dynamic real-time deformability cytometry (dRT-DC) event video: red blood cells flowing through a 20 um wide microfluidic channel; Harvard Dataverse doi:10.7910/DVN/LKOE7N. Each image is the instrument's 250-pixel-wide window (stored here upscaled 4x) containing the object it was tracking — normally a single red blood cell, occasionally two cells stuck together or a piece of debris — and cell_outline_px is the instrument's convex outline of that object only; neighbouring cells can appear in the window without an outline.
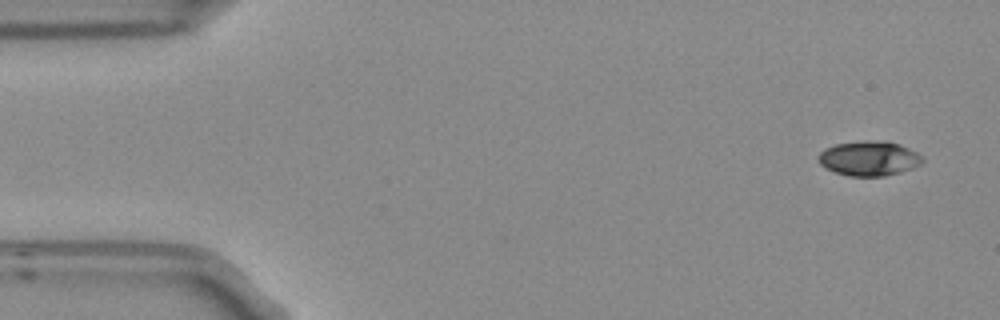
{"species": "Egyptian fruit bat (a non-hibernating species)", "species_latin": "Rousettus aegyptiacus", "temperature_condition": "room temperature", "stored_images_in_passage": 6, "camera_frame_rate_fps": 3000, "um_per_image_px": 0.085, "frame": {"image": 1, "passage_image": 1, "time_ms": 0.0, "image_size_px": [1000, 320], "cell_outline_px": [[924, 160], [920, 164], [912, 168], [900, 172], [884, 176], [848, 176], [836, 172], [820, 164], [816, 156], [824, 148], [836, 144], [868, 140], [884, 140], [900, 144], [924, 156]], "centroid_in_image_um": [73.87, 13.45], "position_along_channel_um": 11.1, "area_um2": 21.15}}
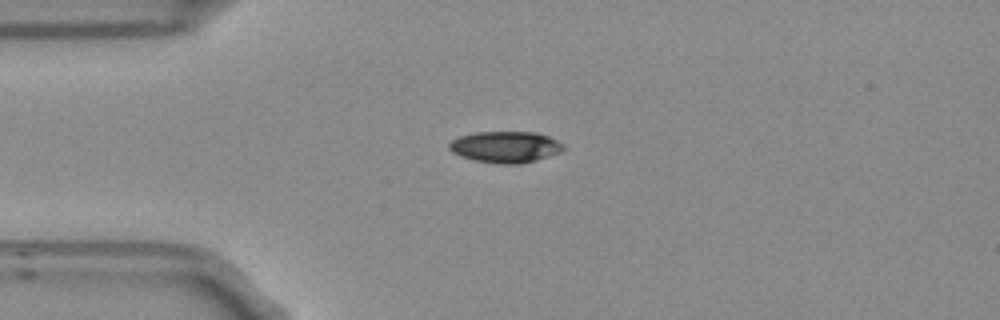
{"frame": {"image": 2, "passage_image": 4, "time_ms": 1.0, "image_size_px": [1000, 320], "cell_outline_px": [[564, 152], [536, 160], [520, 164], [500, 164], [476, 160], [460, 156], [452, 152], [448, 148], [448, 144], [452, 140], [460, 136], [476, 132], [536, 132], [548, 136], [564, 144]], "centroid_in_image_um": [42.99, 12.49], "position_along_channel_um": 42.0, "area_um2": 20.98}}
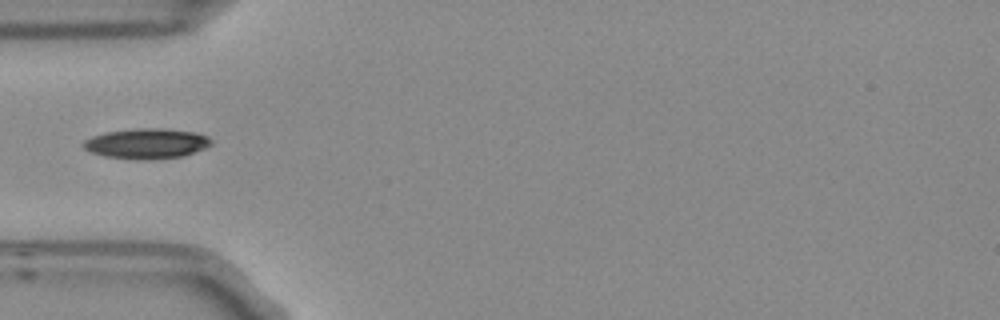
{"frame": {"image": 3, "passage_image": 5, "time_ms": 1.333, "image_size_px": [1000, 320], "cell_outline_px": [[212, 144], [204, 148], [184, 156], [152, 160], [136, 160], [104, 156], [92, 152], [84, 148], [84, 140], [92, 136], [108, 132], [140, 128], [156, 128], [196, 132], [208, 136], [212, 140]], "centroid_in_image_um": [12.49, 12.21], "position_along_channel_um": 72.5, "area_um2": 22.48}}